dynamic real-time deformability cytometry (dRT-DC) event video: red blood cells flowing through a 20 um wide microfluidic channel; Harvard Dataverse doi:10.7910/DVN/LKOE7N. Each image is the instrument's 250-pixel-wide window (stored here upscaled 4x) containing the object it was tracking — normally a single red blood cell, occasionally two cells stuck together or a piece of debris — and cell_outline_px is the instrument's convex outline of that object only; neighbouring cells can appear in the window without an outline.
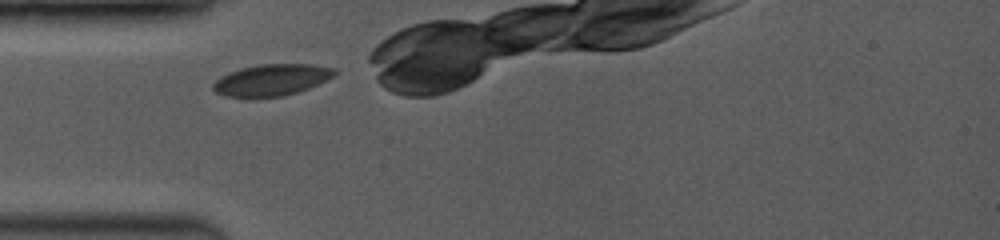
{"species": "common noctule bat (a hibernating species)", "species_latin": "Nyctalus noctula", "temperature_condition": "room temperature", "stored_images_in_passage": 19, "camera_frame_rate_fps": 3500, "um_per_image_px": 0.085, "animal": {"sex": "female", "body_mass_g": 19.0, "forearm_length_mm": 53.3}, "frame": {"image": 1, "passage_image": 1, "time_ms": 0.0, "image_size_px": [1000, 240], "cell_outline_px": [[336, 72], [332, 76], [308, 88], [284, 96], [224, 96], [216, 92], [212, 88], [212, 84], [220, 76], [240, 68], [260, 64], [312, 64], [336, 68]], "centroid_in_image_um": [23.06, 6.77], "position_along_channel_um": 61.9, "area_um2": 21.91}}
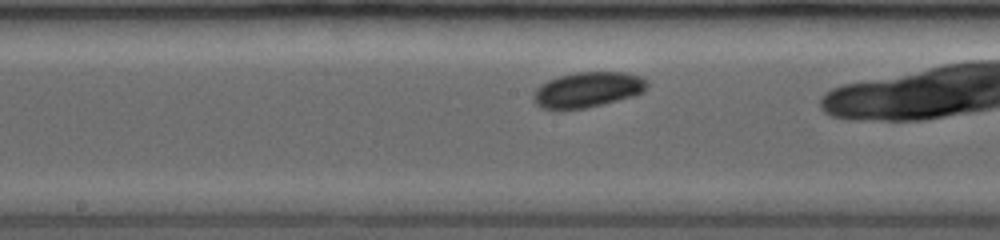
{"frame": {"image": 2, "passage_image": 11, "time_ms": 3.429, "image_size_px": [1000, 240], "cell_outline_px": [[648, 88], [644, 92], [632, 96], [588, 108], [540, 108], [532, 100], [532, 96], [536, 88], [540, 84], [548, 80], [560, 76], [576, 72], [624, 72], [640, 76], [648, 80]], "centroid_in_image_um": [49.96, 7.61], "position_along_channel_um": 198.2, "area_um2": 23.41}}